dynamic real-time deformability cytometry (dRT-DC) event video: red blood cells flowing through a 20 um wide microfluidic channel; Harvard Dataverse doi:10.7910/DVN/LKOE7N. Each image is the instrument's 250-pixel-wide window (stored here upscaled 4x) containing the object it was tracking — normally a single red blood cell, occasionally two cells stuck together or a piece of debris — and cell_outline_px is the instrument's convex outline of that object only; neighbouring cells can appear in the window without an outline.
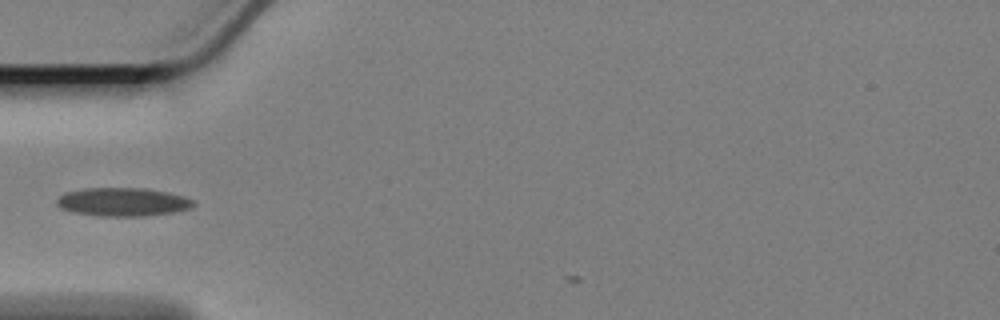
{"species": "Egyptian fruit bat (a non-hibernating species)", "species_latin": "Rousettus aegyptiacus", "temperature_condition": "cold", "stored_images_in_passage": 4, "camera_frame_rate_fps": 3000, "um_per_image_px": 0.085, "animal": {"sex": "female"}, "frame": {"image": 1, "passage_image": 1, "time_ms": 0.0, "image_size_px": [1000, 320], "cell_outline_px": [[196, 204], [192, 208], [172, 212], [144, 216], [100, 216], [72, 212], [60, 208], [56, 204], [56, 200], [64, 192], [84, 188], [148, 188], [168, 192], [184, 196], [196, 200]], "centroid_in_image_um": [10.45, 17.16], "position_along_channel_um": 74.5, "area_um2": 22.95}}